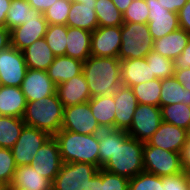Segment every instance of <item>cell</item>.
<instances>
[{
	"label": "cell",
	"mask_w": 190,
	"mask_h": 190,
	"mask_svg": "<svg viewBox=\"0 0 190 190\" xmlns=\"http://www.w3.org/2000/svg\"><path fill=\"white\" fill-rule=\"evenodd\" d=\"M64 107L54 95L27 102L23 121L25 125L35 127L55 136L62 128Z\"/></svg>",
	"instance_id": "4"
},
{
	"label": "cell",
	"mask_w": 190,
	"mask_h": 190,
	"mask_svg": "<svg viewBox=\"0 0 190 190\" xmlns=\"http://www.w3.org/2000/svg\"><path fill=\"white\" fill-rule=\"evenodd\" d=\"M22 52L24 54L26 66L33 70L47 71L55 58L45 38L36 40Z\"/></svg>",
	"instance_id": "26"
},
{
	"label": "cell",
	"mask_w": 190,
	"mask_h": 190,
	"mask_svg": "<svg viewBox=\"0 0 190 190\" xmlns=\"http://www.w3.org/2000/svg\"><path fill=\"white\" fill-rule=\"evenodd\" d=\"M16 167L11 149L0 147V181L9 185Z\"/></svg>",
	"instance_id": "42"
},
{
	"label": "cell",
	"mask_w": 190,
	"mask_h": 190,
	"mask_svg": "<svg viewBox=\"0 0 190 190\" xmlns=\"http://www.w3.org/2000/svg\"><path fill=\"white\" fill-rule=\"evenodd\" d=\"M186 140L184 128L162 121L157 131L151 136L147 143L150 146L180 153Z\"/></svg>",
	"instance_id": "19"
},
{
	"label": "cell",
	"mask_w": 190,
	"mask_h": 190,
	"mask_svg": "<svg viewBox=\"0 0 190 190\" xmlns=\"http://www.w3.org/2000/svg\"><path fill=\"white\" fill-rule=\"evenodd\" d=\"M129 178L99 168L88 181L86 190H129Z\"/></svg>",
	"instance_id": "30"
},
{
	"label": "cell",
	"mask_w": 190,
	"mask_h": 190,
	"mask_svg": "<svg viewBox=\"0 0 190 190\" xmlns=\"http://www.w3.org/2000/svg\"><path fill=\"white\" fill-rule=\"evenodd\" d=\"M30 8L31 6L27 0H11L5 21V27L8 30H12L27 22L31 16Z\"/></svg>",
	"instance_id": "37"
},
{
	"label": "cell",
	"mask_w": 190,
	"mask_h": 190,
	"mask_svg": "<svg viewBox=\"0 0 190 190\" xmlns=\"http://www.w3.org/2000/svg\"><path fill=\"white\" fill-rule=\"evenodd\" d=\"M7 184L0 181V190H6Z\"/></svg>",
	"instance_id": "56"
},
{
	"label": "cell",
	"mask_w": 190,
	"mask_h": 190,
	"mask_svg": "<svg viewBox=\"0 0 190 190\" xmlns=\"http://www.w3.org/2000/svg\"><path fill=\"white\" fill-rule=\"evenodd\" d=\"M82 71V61L63 55L54 58V61L49 66L47 73L49 78L56 85H59L81 74Z\"/></svg>",
	"instance_id": "25"
},
{
	"label": "cell",
	"mask_w": 190,
	"mask_h": 190,
	"mask_svg": "<svg viewBox=\"0 0 190 190\" xmlns=\"http://www.w3.org/2000/svg\"><path fill=\"white\" fill-rule=\"evenodd\" d=\"M30 13L27 22L10 30L11 46L19 51H23L36 40L44 38L48 27L43 13L32 7Z\"/></svg>",
	"instance_id": "10"
},
{
	"label": "cell",
	"mask_w": 190,
	"mask_h": 190,
	"mask_svg": "<svg viewBox=\"0 0 190 190\" xmlns=\"http://www.w3.org/2000/svg\"><path fill=\"white\" fill-rule=\"evenodd\" d=\"M27 105L20 87L0 85V115L23 118Z\"/></svg>",
	"instance_id": "21"
},
{
	"label": "cell",
	"mask_w": 190,
	"mask_h": 190,
	"mask_svg": "<svg viewBox=\"0 0 190 190\" xmlns=\"http://www.w3.org/2000/svg\"><path fill=\"white\" fill-rule=\"evenodd\" d=\"M91 33L87 30L67 26L65 55L85 62L91 56Z\"/></svg>",
	"instance_id": "22"
},
{
	"label": "cell",
	"mask_w": 190,
	"mask_h": 190,
	"mask_svg": "<svg viewBox=\"0 0 190 190\" xmlns=\"http://www.w3.org/2000/svg\"><path fill=\"white\" fill-rule=\"evenodd\" d=\"M10 185L28 190H52V182L31 165L17 166Z\"/></svg>",
	"instance_id": "27"
},
{
	"label": "cell",
	"mask_w": 190,
	"mask_h": 190,
	"mask_svg": "<svg viewBox=\"0 0 190 190\" xmlns=\"http://www.w3.org/2000/svg\"><path fill=\"white\" fill-rule=\"evenodd\" d=\"M58 141L51 136L36 152L32 160L33 169L51 182L55 179L62 165Z\"/></svg>",
	"instance_id": "14"
},
{
	"label": "cell",
	"mask_w": 190,
	"mask_h": 190,
	"mask_svg": "<svg viewBox=\"0 0 190 190\" xmlns=\"http://www.w3.org/2000/svg\"><path fill=\"white\" fill-rule=\"evenodd\" d=\"M24 126L23 118L0 115V147L11 149Z\"/></svg>",
	"instance_id": "31"
},
{
	"label": "cell",
	"mask_w": 190,
	"mask_h": 190,
	"mask_svg": "<svg viewBox=\"0 0 190 190\" xmlns=\"http://www.w3.org/2000/svg\"><path fill=\"white\" fill-rule=\"evenodd\" d=\"M121 41V26H99L91 33V56L118 57Z\"/></svg>",
	"instance_id": "15"
},
{
	"label": "cell",
	"mask_w": 190,
	"mask_h": 190,
	"mask_svg": "<svg viewBox=\"0 0 190 190\" xmlns=\"http://www.w3.org/2000/svg\"><path fill=\"white\" fill-rule=\"evenodd\" d=\"M189 37L190 34L188 32L178 28L162 38L154 40L153 51L173 61L181 55Z\"/></svg>",
	"instance_id": "23"
},
{
	"label": "cell",
	"mask_w": 190,
	"mask_h": 190,
	"mask_svg": "<svg viewBox=\"0 0 190 190\" xmlns=\"http://www.w3.org/2000/svg\"><path fill=\"white\" fill-rule=\"evenodd\" d=\"M50 137L45 131L25 125L11 148L16 166L32 164L34 155Z\"/></svg>",
	"instance_id": "9"
},
{
	"label": "cell",
	"mask_w": 190,
	"mask_h": 190,
	"mask_svg": "<svg viewBox=\"0 0 190 190\" xmlns=\"http://www.w3.org/2000/svg\"><path fill=\"white\" fill-rule=\"evenodd\" d=\"M129 190H164L162 177L142 171L129 180Z\"/></svg>",
	"instance_id": "39"
},
{
	"label": "cell",
	"mask_w": 190,
	"mask_h": 190,
	"mask_svg": "<svg viewBox=\"0 0 190 190\" xmlns=\"http://www.w3.org/2000/svg\"><path fill=\"white\" fill-rule=\"evenodd\" d=\"M180 28L190 34V0L178 11Z\"/></svg>",
	"instance_id": "45"
},
{
	"label": "cell",
	"mask_w": 190,
	"mask_h": 190,
	"mask_svg": "<svg viewBox=\"0 0 190 190\" xmlns=\"http://www.w3.org/2000/svg\"><path fill=\"white\" fill-rule=\"evenodd\" d=\"M11 46L10 30L0 26V51Z\"/></svg>",
	"instance_id": "50"
},
{
	"label": "cell",
	"mask_w": 190,
	"mask_h": 190,
	"mask_svg": "<svg viewBox=\"0 0 190 190\" xmlns=\"http://www.w3.org/2000/svg\"><path fill=\"white\" fill-rule=\"evenodd\" d=\"M162 122L161 108L138 104L130 128L126 131L131 137L146 143L157 131Z\"/></svg>",
	"instance_id": "8"
},
{
	"label": "cell",
	"mask_w": 190,
	"mask_h": 190,
	"mask_svg": "<svg viewBox=\"0 0 190 190\" xmlns=\"http://www.w3.org/2000/svg\"><path fill=\"white\" fill-rule=\"evenodd\" d=\"M162 185H164V190H190L186 171L162 177Z\"/></svg>",
	"instance_id": "43"
},
{
	"label": "cell",
	"mask_w": 190,
	"mask_h": 190,
	"mask_svg": "<svg viewBox=\"0 0 190 190\" xmlns=\"http://www.w3.org/2000/svg\"><path fill=\"white\" fill-rule=\"evenodd\" d=\"M149 8L148 27L153 40L180 28L178 14L165 9L159 0H145Z\"/></svg>",
	"instance_id": "13"
},
{
	"label": "cell",
	"mask_w": 190,
	"mask_h": 190,
	"mask_svg": "<svg viewBox=\"0 0 190 190\" xmlns=\"http://www.w3.org/2000/svg\"><path fill=\"white\" fill-rule=\"evenodd\" d=\"M91 98L112 94L121 83V63L118 57L90 56L83 62Z\"/></svg>",
	"instance_id": "1"
},
{
	"label": "cell",
	"mask_w": 190,
	"mask_h": 190,
	"mask_svg": "<svg viewBox=\"0 0 190 190\" xmlns=\"http://www.w3.org/2000/svg\"><path fill=\"white\" fill-rule=\"evenodd\" d=\"M181 165L186 171L190 167V140L187 139L180 152Z\"/></svg>",
	"instance_id": "47"
},
{
	"label": "cell",
	"mask_w": 190,
	"mask_h": 190,
	"mask_svg": "<svg viewBox=\"0 0 190 190\" xmlns=\"http://www.w3.org/2000/svg\"><path fill=\"white\" fill-rule=\"evenodd\" d=\"M30 6L41 13H44L57 0H27Z\"/></svg>",
	"instance_id": "49"
},
{
	"label": "cell",
	"mask_w": 190,
	"mask_h": 190,
	"mask_svg": "<svg viewBox=\"0 0 190 190\" xmlns=\"http://www.w3.org/2000/svg\"><path fill=\"white\" fill-rule=\"evenodd\" d=\"M120 60L145 58L153 50L154 40L147 24L124 22L121 25Z\"/></svg>",
	"instance_id": "5"
},
{
	"label": "cell",
	"mask_w": 190,
	"mask_h": 190,
	"mask_svg": "<svg viewBox=\"0 0 190 190\" xmlns=\"http://www.w3.org/2000/svg\"><path fill=\"white\" fill-rule=\"evenodd\" d=\"M144 171L159 177H166L184 172L180 153L150 146L147 142L143 148Z\"/></svg>",
	"instance_id": "6"
},
{
	"label": "cell",
	"mask_w": 190,
	"mask_h": 190,
	"mask_svg": "<svg viewBox=\"0 0 190 190\" xmlns=\"http://www.w3.org/2000/svg\"><path fill=\"white\" fill-rule=\"evenodd\" d=\"M71 2L95 4L96 0H70Z\"/></svg>",
	"instance_id": "53"
},
{
	"label": "cell",
	"mask_w": 190,
	"mask_h": 190,
	"mask_svg": "<svg viewBox=\"0 0 190 190\" xmlns=\"http://www.w3.org/2000/svg\"><path fill=\"white\" fill-rule=\"evenodd\" d=\"M61 129L85 135L98 134L102 130L91 112L89 102L64 107Z\"/></svg>",
	"instance_id": "11"
},
{
	"label": "cell",
	"mask_w": 190,
	"mask_h": 190,
	"mask_svg": "<svg viewBox=\"0 0 190 190\" xmlns=\"http://www.w3.org/2000/svg\"><path fill=\"white\" fill-rule=\"evenodd\" d=\"M70 7V0H57L43 13L48 25H66Z\"/></svg>",
	"instance_id": "40"
},
{
	"label": "cell",
	"mask_w": 190,
	"mask_h": 190,
	"mask_svg": "<svg viewBox=\"0 0 190 190\" xmlns=\"http://www.w3.org/2000/svg\"><path fill=\"white\" fill-rule=\"evenodd\" d=\"M176 103L190 106V90H185L174 76L162 79L159 107Z\"/></svg>",
	"instance_id": "29"
},
{
	"label": "cell",
	"mask_w": 190,
	"mask_h": 190,
	"mask_svg": "<svg viewBox=\"0 0 190 190\" xmlns=\"http://www.w3.org/2000/svg\"><path fill=\"white\" fill-rule=\"evenodd\" d=\"M162 121L186 128L190 123V106L183 103L161 106Z\"/></svg>",
	"instance_id": "35"
},
{
	"label": "cell",
	"mask_w": 190,
	"mask_h": 190,
	"mask_svg": "<svg viewBox=\"0 0 190 190\" xmlns=\"http://www.w3.org/2000/svg\"><path fill=\"white\" fill-rule=\"evenodd\" d=\"M56 93L63 107L82 104L91 99V94L83 72L57 85Z\"/></svg>",
	"instance_id": "18"
},
{
	"label": "cell",
	"mask_w": 190,
	"mask_h": 190,
	"mask_svg": "<svg viewBox=\"0 0 190 190\" xmlns=\"http://www.w3.org/2000/svg\"><path fill=\"white\" fill-rule=\"evenodd\" d=\"M185 133H186V139L190 140V123L189 125L185 128Z\"/></svg>",
	"instance_id": "55"
},
{
	"label": "cell",
	"mask_w": 190,
	"mask_h": 190,
	"mask_svg": "<svg viewBox=\"0 0 190 190\" xmlns=\"http://www.w3.org/2000/svg\"><path fill=\"white\" fill-rule=\"evenodd\" d=\"M95 4L71 2L66 25L93 32L99 27Z\"/></svg>",
	"instance_id": "24"
},
{
	"label": "cell",
	"mask_w": 190,
	"mask_h": 190,
	"mask_svg": "<svg viewBox=\"0 0 190 190\" xmlns=\"http://www.w3.org/2000/svg\"><path fill=\"white\" fill-rule=\"evenodd\" d=\"M143 148V142L124 131L116 139L114 154L102 168L131 179L144 171Z\"/></svg>",
	"instance_id": "3"
},
{
	"label": "cell",
	"mask_w": 190,
	"mask_h": 190,
	"mask_svg": "<svg viewBox=\"0 0 190 190\" xmlns=\"http://www.w3.org/2000/svg\"><path fill=\"white\" fill-rule=\"evenodd\" d=\"M145 58L148 66L151 67L152 74L156 76V79L162 80L174 76V64L172 60L153 50L149 52Z\"/></svg>",
	"instance_id": "38"
},
{
	"label": "cell",
	"mask_w": 190,
	"mask_h": 190,
	"mask_svg": "<svg viewBox=\"0 0 190 190\" xmlns=\"http://www.w3.org/2000/svg\"><path fill=\"white\" fill-rule=\"evenodd\" d=\"M44 38L55 57L65 55L67 45V25H48Z\"/></svg>",
	"instance_id": "36"
},
{
	"label": "cell",
	"mask_w": 190,
	"mask_h": 190,
	"mask_svg": "<svg viewBox=\"0 0 190 190\" xmlns=\"http://www.w3.org/2000/svg\"><path fill=\"white\" fill-rule=\"evenodd\" d=\"M20 88L27 102H33L54 95L57 85L49 78L47 71L28 68Z\"/></svg>",
	"instance_id": "16"
},
{
	"label": "cell",
	"mask_w": 190,
	"mask_h": 190,
	"mask_svg": "<svg viewBox=\"0 0 190 190\" xmlns=\"http://www.w3.org/2000/svg\"><path fill=\"white\" fill-rule=\"evenodd\" d=\"M27 70L22 51L13 46L0 51V85L21 87Z\"/></svg>",
	"instance_id": "12"
},
{
	"label": "cell",
	"mask_w": 190,
	"mask_h": 190,
	"mask_svg": "<svg viewBox=\"0 0 190 190\" xmlns=\"http://www.w3.org/2000/svg\"><path fill=\"white\" fill-rule=\"evenodd\" d=\"M94 8L101 27L121 26L124 23L122 13L112 0H96Z\"/></svg>",
	"instance_id": "32"
},
{
	"label": "cell",
	"mask_w": 190,
	"mask_h": 190,
	"mask_svg": "<svg viewBox=\"0 0 190 190\" xmlns=\"http://www.w3.org/2000/svg\"><path fill=\"white\" fill-rule=\"evenodd\" d=\"M125 130L120 129H102L98 133L99 143V168H102L114 154L116 150V139Z\"/></svg>",
	"instance_id": "34"
},
{
	"label": "cell",
	"mask_w": 190,
	"mask_h": 190,
	"mask_svg": "<svg viewBox=\"0 0 190 190\" xmlns=\"http://www.w3.org/2000/svg\"><path fill=\"white\" fill-rule=\"evenodd\" d=\"M165 9L178 13L188 0H159Z\"/></svg>",
	"instance_id": "48"
},
{
	"label": "cell",
	"mask_w": 190,
	"mask_h": 190,
	"mask_svg": "<svg viewBox=\"0 0 190 190\" xmlns=\"http://www.w3.org/2000/svg\"><path fill=\"white\" fill-rule=\"evenodd\" d=\"M6 190H28V189H25V188H21V187H16V186H13V185H7L6 187Z\"/></svg>",
	"instance_id": "54"
},
{
	"label": "cell",
	"mask_w": 190,
	"mask_h": 190,
	"mask_svg": "<svg viewBox=\"0 0 190 190\" xmlns=\"http://www.w3.org/2000/svg\"><path fill=\"white\" fill-rule=\"evenodd\" d=\"M122 15L123 22L147 24L149 8L145 0H132L131 4Z\"/></svg>",
	"instance_id": "41"
},
{
	"label": "cell",
	"mask_w": 190,
	"mask_h": 190,
	"mask_svg": "<svg viewBox=\"0 0 190 190\" xmlns=\"http://www.w3.org/2000/svg\"><path fill=\"white\" fill-rule=\"evenodd\" d=\"M115 101V129L127 131L132 123L137 98L131 87L121 84L113 93Z\"/></svg>",
	"instance_id": "17"
},
{
	"label": "cell",
	"mask_w": 190,
	"mask_h": 190,
	"mask_svg": "<svg viewBox=\"0 0 190 190\" xmlns=\"http://www.w3.org/2000/svg\"><path fill=\"white\" fill-rule=\"evenodd\" d=\"M98 170L89 163H62L52 182V190H86L88 181Z\"/></svg>",
	"instance_id": "7"
},
{
	"label": "cell",
	"mask_w": 190,
	"mask_h": 190,
	"mask_svg": "<svg viewBox=\"0 0 190 190\" xmlns=\"http://www.w3.org/2000/svg\"><path fill=\"white\" fill-rule=\"evenodd\" d=\"M11 0H0V26L5 27V21Z\"/></svg>",
	"instance_id": "51"
},
{
	"label": "cell",
	"mask_w": 190,
	"mask_h": 190,
	"mask_svg": "<svg viewBox=\"0 0 190 190\" xmlns=\"http://www.w3.org/2000/svg\"><path fill=\"white\" fill-rule=\"evenodd\" d=\"M121 83L132 87L156 79L146 58L120 60Z\"/></svg>",
	"instance_id": "20"
},
{
	"label": "cell",
	"mask_w": 190,
	"mask_h": 190,
	"mask_svg": "<svg viewBox=\"0 0 190 190\" xmlns=\"http://www.w3.org/2000/svg\"><path fill=\"white\" fill-rule=\"evenodd\" d=\"M117 9L123 14L131 4L132 0H112Z\"/></svg>",
	"instance_id": "52"
},
{
	"label": "cell",
	"mask_w": 190,
	"mask_h": 190,
	"mask_svg": "<svg viewBox=\"0 0 190 190\" xmlns=\"http://www.w3.org/2000/svg\"><path fill=\"white\" fill-rule=\"evenodd\" d=\"M138 104L159 106L161 93V80L154 79L131 87Z\"/></svg>",
	"instance_id": "33"
},
{
	"label": "cell",
	"mask_w": 190,
	"mask_h": 190,
	"mask_svg": "<svg viewBox=\"0 0 190 190\" xmlns=\"http://www.w3.org/2000/svg\"><path fill=\"white\" fill-rule=\"evenodd\" d=\"M174 69L190 68V37L180 56L173 60Z\"/></svg>",
	"instance_id": "44"
},
{
	"label": "cell",
	"mask_w": 190,
	"mask_h": 190,
	"mask_svg": "<svg viewBox=\"0 0 190 190\" xmlns=\"http://www.w3.org/2000/svg\"><path fill=\"white\" fill-rule=\"evenodd\" d=\"M188 178H190V167L186 170Z\"/></svg>",
	"instance_id": "57"
},
{
	"label": "cell",
	"mask_w": 190,
	"mask_h": 190,
	"mask_svg": "<svg viewBox=\"0 0 190 190\" xmlns=\"http://www.w3.org/2000/svg\"><path fill=\"white\" fill-rule=\"evenodd\" d=\"M174 77L182 84L185 90H190V68L174 69Z\"/></svg>",
	"instance_id": "46"
},
{
	"label": "cell",
	"mask_w": 190,
	"mask_h": 190,
	"mask_svg": "<svg viewBox=\"0 0 190 190\" xmlns=\"http://www.w3.org/2000/svg\"><path fill=\"white\" fill-rule=\"evenodd\" d=\"M54 138L58 141L63 163H89L99 169L98 134H79L61 129Z\"/></svg>",
	"instance_id": "2"
},
{
	"label": "cell",
	"mask_w": 190,
	"mask_h": 190,
	"mask_svg": "<svg viewBox=\"0 0 190 190\" xmlns=\"http://www.w3.org/2000/svg\"><path fill=\"white\" fill-rule=\"evenodd\" d=\"M90 109L102 129H115V101L113 94L92 97Z\"/></svg>",
	"instance_id": "28"
}]
</instances>
